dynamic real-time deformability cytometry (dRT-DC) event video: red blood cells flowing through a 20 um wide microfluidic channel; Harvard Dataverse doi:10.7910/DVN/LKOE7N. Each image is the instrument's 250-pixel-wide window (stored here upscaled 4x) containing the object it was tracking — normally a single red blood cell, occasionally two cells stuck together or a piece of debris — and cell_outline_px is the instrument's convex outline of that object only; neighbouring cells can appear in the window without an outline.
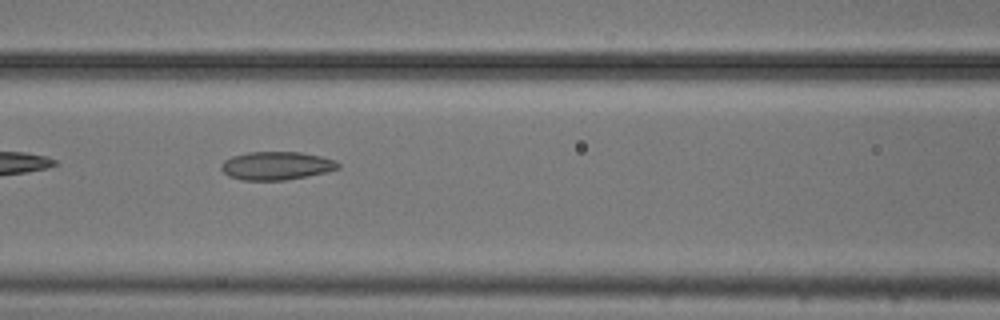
{"species": "common noctule bat (a hibernating species)", "species_latin": "Nyctalus noctula", "temperature_condition": "cold", "stored_images_in_passage": 8, "camera_frame_rate_fps": 3000, "um_per_image_px": 0.085, "animal": {"sex": "male", "body_mass_g": 20.5, "forearm_length_mm": 52.5}, "frame": {"image": 1, "passage_image": 4, "time_ms": 1.0, "image_size_px": [1000, 320], "cell_outline_px": [[340, 168], [328, 172], [308, 176], [284, 180], [240, 180], [228, 176], [220, 168], [220, 164], [224, 160], [232, 156], [248, 152], [300, 152], [320, 156], [336, 160], [340, 164]], "centroid_in_image_um": [23.5, 14.09], "position_along_channel_um": 143.1, "area_um2": 19.42}}
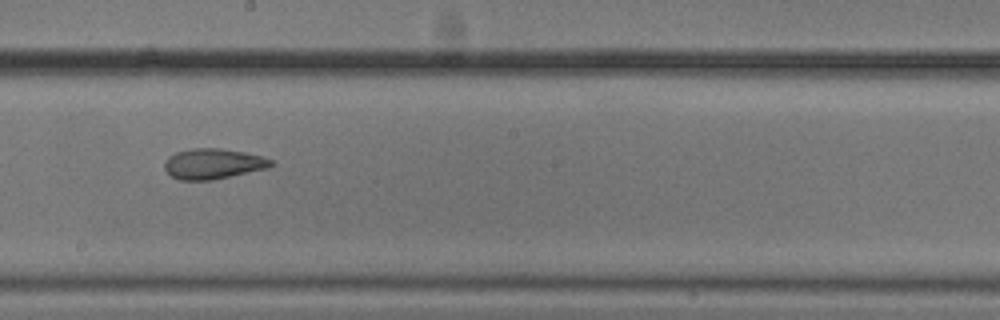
{"frame": {"image": 2, "passage_image": 6, "time_ms": 1.667, "image_size_px": [1000, 320], "cell_outline_px": [[276, 164], [268, 168], [212, 180], [180, 180], [172, 176], [164, 168], [164, 160], [168, 156], [176, 152], [192, 148], [220, 148], [244, 152], [260, 156], [272, 160]], "centroid_in_image_um": [18.1, 13.92], "position_along_channel_um": 230.1, "area_um2": 18.9}}
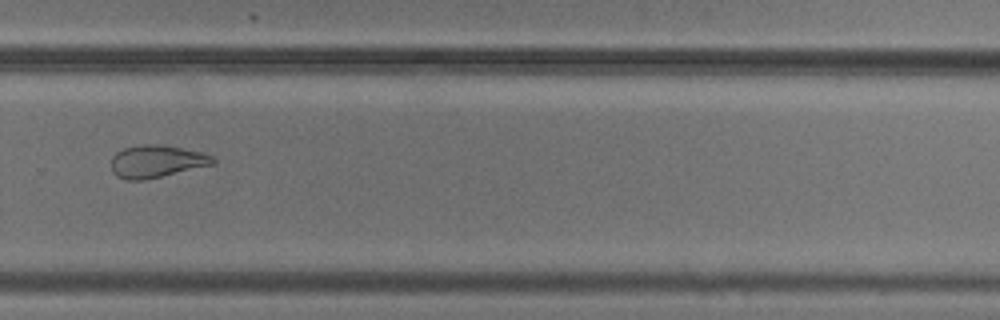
{"frame": {"image": 3, "passage_image": 8, "time_ms": 2.333, "image_size_px": [1000, 320], "cell_outline_px": [[216, 164], [144, 180], [128, 180], [116, 176], [112, 172], [112, 156], [116, 152], [124, 148], [140, 144], [160, 144], [200, 152], [212, 156], [216, 160]], "centroid_in_image_um": [13.3, 13.72], "position_along_channel_um": 316.5, "area_um2": 19.25}}